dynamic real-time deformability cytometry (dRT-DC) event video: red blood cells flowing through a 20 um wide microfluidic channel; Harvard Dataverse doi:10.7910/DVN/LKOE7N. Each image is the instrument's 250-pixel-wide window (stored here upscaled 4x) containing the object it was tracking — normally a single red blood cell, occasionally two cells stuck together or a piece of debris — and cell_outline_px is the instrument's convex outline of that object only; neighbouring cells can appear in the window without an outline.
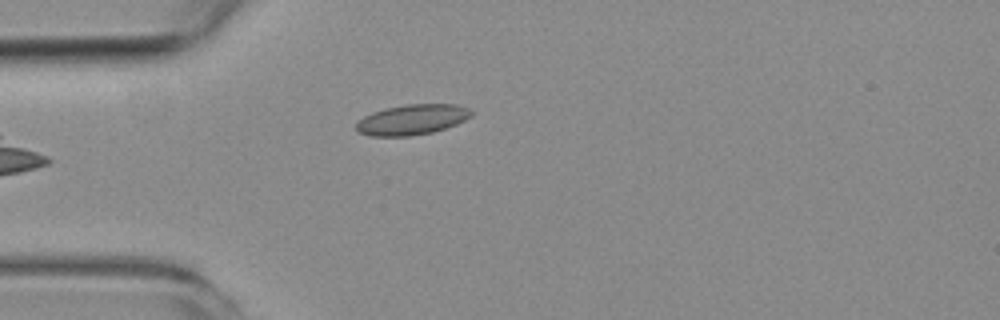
{"species": "common noctule bat (a hibernating species)", "species_latin": "Nyctalus noctula", "temperature_condition": "room temperature", "stored_images_in_passage": 6, "camera_frame_rate_fps": 3000, "um_per_image_px": 0.085, "animal": {"sex": "female", "body_mass_g": 19.3, "forearm_length_mm": 54.1}, "frame": {"image": 1, "passage_image": 6, "time_ms": 5.667, "image_size_px": [1000, 320], "cell_outline_px": [[472, 116], [456, 124], [432, 132], [408, 136], [372, 136], [360, 132], [356, 128], [356, 124], [364, 116], [372, 112], [384, 108], [404, 104], [456, 104], [472, 108]], "centroid_in_image_um": [35.05, 10.15], "position_along_channel_um": 49.9, "area_um2": 20.35}}